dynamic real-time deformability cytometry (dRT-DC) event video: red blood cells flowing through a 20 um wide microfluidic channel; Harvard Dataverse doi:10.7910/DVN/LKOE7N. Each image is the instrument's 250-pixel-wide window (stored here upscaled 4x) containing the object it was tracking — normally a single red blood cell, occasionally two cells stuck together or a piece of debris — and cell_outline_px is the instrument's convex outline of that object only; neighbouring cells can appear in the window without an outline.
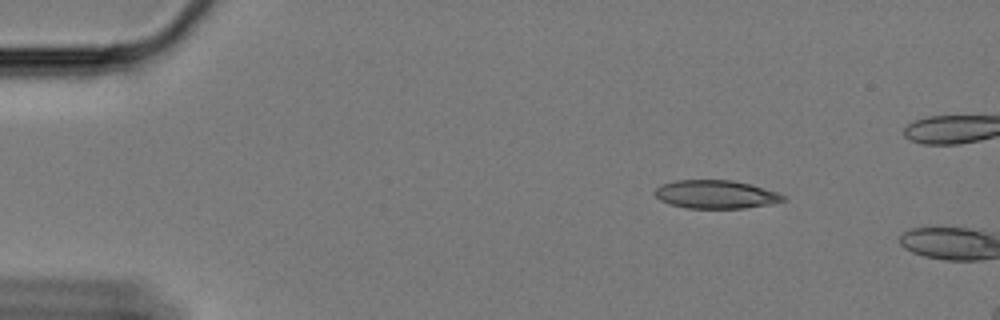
{"species": "Egyptian fruit bat (a non-hibernating species)", "species_latin": "Rousettus aegyptiacus", "temperature_condition": "cold", "stored_images_in_passage": 3, "camera_frame_rate_fps": 3000, "um_per_image_px": 0.085, "animal": {"sex": "female"}, "frame": {"image": 1, "passage_image": 1, "time_ms": 0.0, "image_size_px": [1000, 320], "cell_outline_px": [[788, 200], [772, 204], [744, 208], [688, 208], [672, 204], [660, 200], [652, 192], [660, 184], [676, 180], [732, 180], [748, 184], [776, 192], [784, 196]], "centroid_in_image_um": [60.82, 16.52], "position_along_channel_um": 24.2, "area_um2": 21.1}}